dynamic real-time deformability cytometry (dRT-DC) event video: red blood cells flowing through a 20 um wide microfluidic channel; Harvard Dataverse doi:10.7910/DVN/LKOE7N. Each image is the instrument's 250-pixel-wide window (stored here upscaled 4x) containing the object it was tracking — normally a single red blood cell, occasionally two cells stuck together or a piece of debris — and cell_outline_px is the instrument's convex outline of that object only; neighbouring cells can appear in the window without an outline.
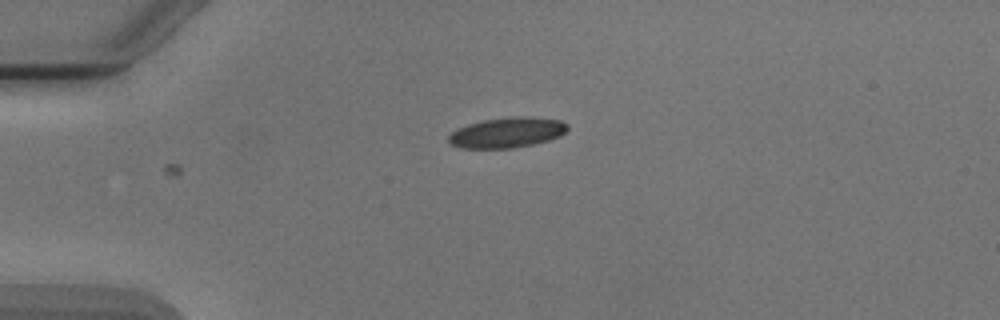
{"species": "Egyptian fruit bat (a non-hibernating species)", "species_latin": "Rousettus aegyptiacus", "temperature_condition": "cold", "stored_images_in_passage": 6, "camera_frame_rate_fps": 3000, "um_per_image_px": 0.085, "animal": {"sex": "male"}, "frame": {"image": 1, "passage_image": 6, "time_ms": 6.0, "image_size_px": [1000, 320], "cell_outline_px": [[568, 128], [560, 136], [548, 140], [532, 144], [512, 148], [460, 148], [452, 144], [448, 140], [448, 136], [456, 128], [480, 120], [516, 116], [528, 116], [560, 120], [568, 124]], "centroid_in_image_um": [43.08, 11.25], "position_along_channel_um": 41.9, "area_um2": 21.04}}